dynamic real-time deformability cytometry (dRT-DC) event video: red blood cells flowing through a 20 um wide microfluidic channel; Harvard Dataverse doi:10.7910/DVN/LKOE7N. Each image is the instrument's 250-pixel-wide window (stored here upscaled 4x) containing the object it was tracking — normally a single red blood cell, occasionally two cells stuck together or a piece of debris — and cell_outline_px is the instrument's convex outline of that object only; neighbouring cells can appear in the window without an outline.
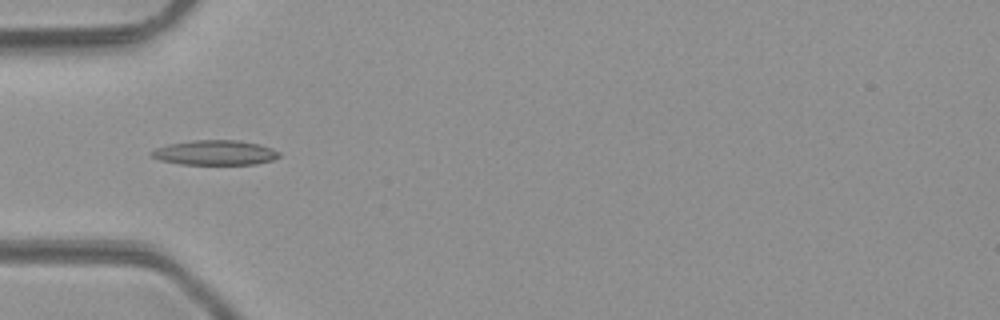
{"species": "common noctule bat (a hibernating species)", "species_latin": "Nyctalus noctula", "temperature_condition": "room temperature", "stored_images_in_passage": 6, "camera_frame_rate_fps": 3000, "um_per_image_px": 0.085, "animal": {"sex": "male", "body_mass_g": 23.1, "forearm_length_mm": 52.7}, "frame": {"image": 1, "passage_image": 5, "time_ms": 5.667, "image_size_px": [1000, 320], "cell_outline_px": [[280, 156], [272, 160], [256, 164], [180, 164], [160, 160], [152, 156], [148, 152], [156, 148], [168, 144], [192, 140], [240, 140], [260, 144], [272, 148], [280, 152]], "centroid_in_image_um": [18.28, 12.97], "position_along_channel_um": 66.7, "area_um2": 18.55}}
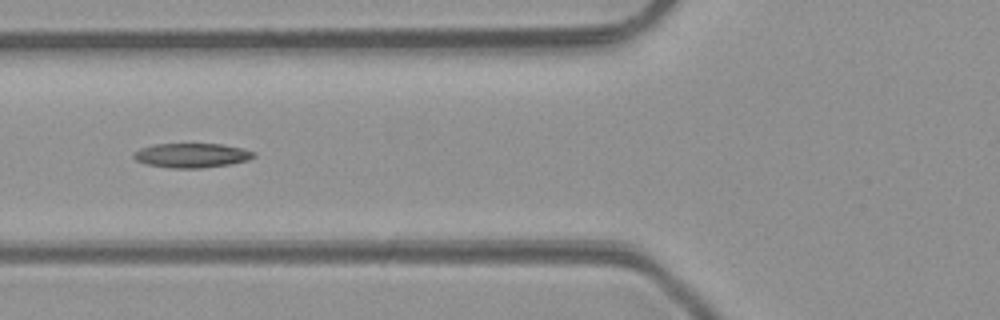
{"frame": {"image": 2, "passage_image": 6, "time_ms": 6.667, "image_size_px": [1000, 320], "cell_outline_px": [[256, 156], [248, 160], [232, 164], [200, 168], [172, 168], [148, 164], [136, 160], [132, 156], [132, 152], [140, 148], [152, 144], [220, 144], [240, 148], [256, 152]], "centroid_in_image_um": [16.28, 13.2], "position_along_channel_um": 109.5, "area_um2": 17.11}}